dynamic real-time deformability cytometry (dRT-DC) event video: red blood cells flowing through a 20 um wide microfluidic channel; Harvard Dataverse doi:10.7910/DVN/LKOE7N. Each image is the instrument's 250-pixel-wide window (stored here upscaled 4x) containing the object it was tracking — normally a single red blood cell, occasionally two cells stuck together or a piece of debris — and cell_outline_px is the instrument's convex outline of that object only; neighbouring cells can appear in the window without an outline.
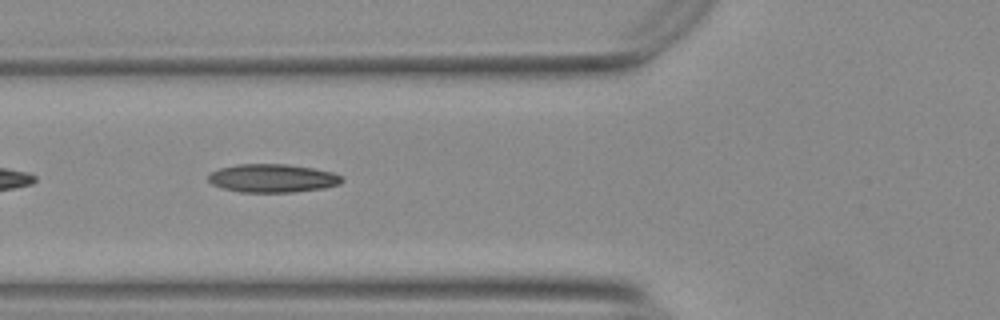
{"species": "Egyptian fruit bat (a non-hibernating species)", "species_latin": "Rousettus aegyptiacus", "temperature_condition": "warm", "stored_images_in_passage": 15, "camera_frame_rate_fps": 3000, "um_per_image_px": 0.085, "animal": {"sex": "female"}, "frame": {"image": 1, "passage_image": 5, "time_ms": 1.333, "image_size_px": [1000, 320], "cell_outline_px": [[344, 180], [340, 184], [324, 188], [292, 192], [240, 192], [224, 188], [212, 184], [208, 180], [208, 176], [212, 172], [220, 168], [236, 164], [288, 164], [312, 168], [332, 172], [340, 176]], "centroid_in_image_um": [23.17, 15.15], "position_along_channel_um": 102.6, "area_um2": 21.96}}
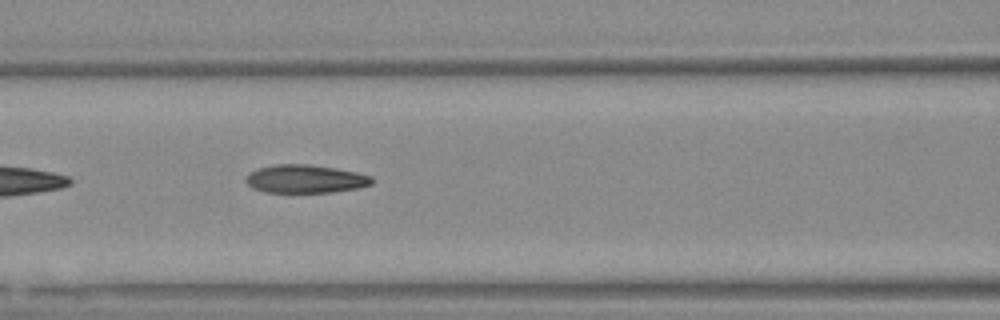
{"frame": {"image": 2, "passage_image": 8, "time_ms": 2.333, "image_size_px": [1000, 320], "cell_outline_px": [[372, 184], [356, 188], [332, 192], [264, 192], [252, 188], [244, 180], [248, 172], [256, 168], [276, 164], [308, 164], [336, 168], [356, 172], [372, 176]], "centroid_in_image_um": [25.9, 15.2], "position_along_channel_um": 140.7, "area_um2": 20.81}}
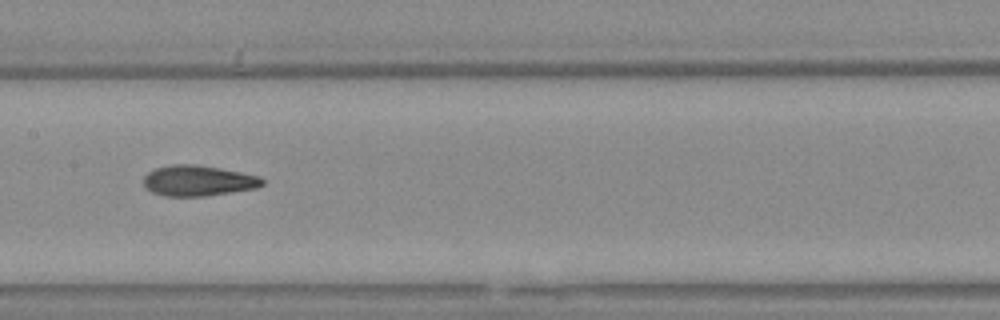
{"frame": {"image": 3, "passage_image": 12, "time_ms": 3.667, "image_size_px": [1000, 320], "cell_outline_px": [[264, 184], [256, 188], [204, 196], [164, 196], [152, 192], [144, 184], [144, 176], [148, 172], [156, 168], [172, 164], [196, 164], [220, 168], [260, 176], [264, 180]], "centroid_in_image_um": [16.85, 15.35], "position_along_channel_um": 190.6, "area_um2": 21.1}}